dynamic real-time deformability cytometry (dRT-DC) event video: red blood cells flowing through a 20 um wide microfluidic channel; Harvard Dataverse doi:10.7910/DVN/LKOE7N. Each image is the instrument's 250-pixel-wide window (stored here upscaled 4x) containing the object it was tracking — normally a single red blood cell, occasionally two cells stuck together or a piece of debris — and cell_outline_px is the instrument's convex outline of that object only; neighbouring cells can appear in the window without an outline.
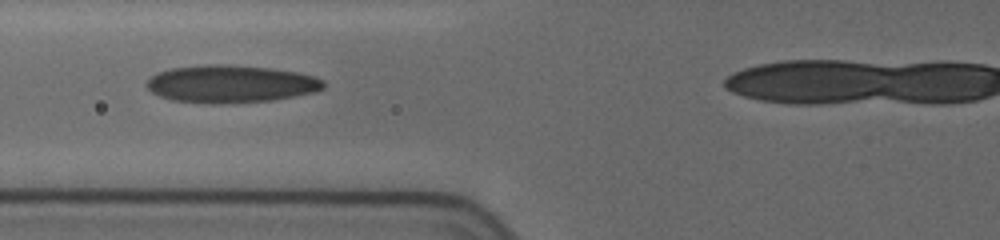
{"species": "human", "species_latin": "Homo sapiens", "temperature_condition": "cold", "stored_images_in_passage": 10, "camera_frame_rate_fps": 3000, "um_per_image_px": 0.085, "donor": {"sex": "female"}, "frame": {"image": 1, "passage_image": 7, "time_ms": 5.667, "image_size_px": [1000, 240], "cell_outline_px": [[324, 88], [312, 92], [272, 100], [224, 104], [204, 104], [172, 100], [160, 96], [152, 92], [148, 88], [148, 80], [156, 72], [172, 68], [204, 64], [228, 64], [272, 68], [296, 72], [312, 76], [324, 80]], "centroid_in_image_um": [19.58, 7.13], "position_along_channel_um": 106.2, "area_um2": 38.78}}
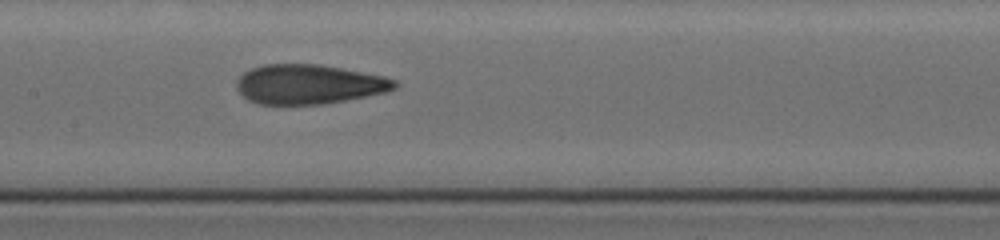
{"frame": {"image": 2, "passage_image": 9, "time_ms": 7.667, "image_size_px": [1000, 240], "cell_outline_px": [[396, 88], [388, 92], [344, 100], [320, 104], [260, 104], [248, 100], [236, 88], [236, 80], [244, 72], [252, 68], [264, 64], [320, 64], [384, 76], [396, 80]], "centroid_in_image_um": [26.25, 7.15], "position_along_channel_um": 181.2, "area_um2": 36.3}}